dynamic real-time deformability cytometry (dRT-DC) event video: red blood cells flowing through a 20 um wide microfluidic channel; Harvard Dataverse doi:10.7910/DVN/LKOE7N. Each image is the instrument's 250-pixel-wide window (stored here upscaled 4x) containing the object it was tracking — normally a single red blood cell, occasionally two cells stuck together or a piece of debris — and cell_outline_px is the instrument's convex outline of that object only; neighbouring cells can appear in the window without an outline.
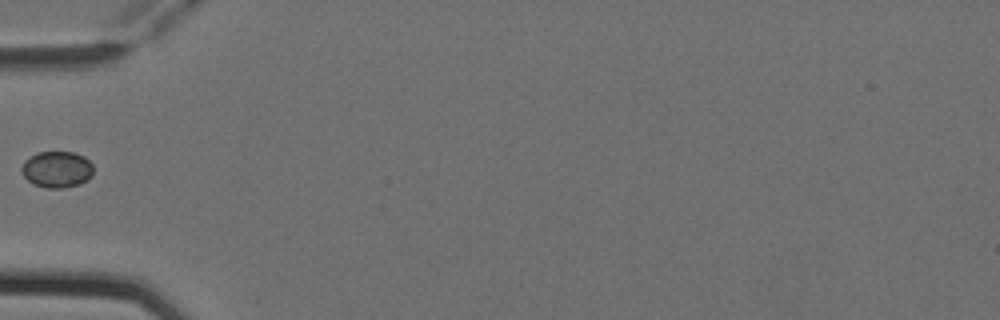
{"species": "Egyptian fruit bat (a non-hibernating species)", "species_latin": "Rousettus aegyptiacus", "temperature_condition": "cold", "stored_images_in_passage": 5, "segment_of_instrument_passage": [2, 2], "camera_frame_rate_fps": 3000, "um_per_image_px": 0.085, "animal": {"sex": "female"}, "frame": {"image": 1, "passage_image": 4, "time_ms": 1.0, "image_size_px": [1000, 320], "cell_outline_px": [[92, 176], [88, 180], [80, 184], [64, 188], [48, 188], [32, 184], [20, 172], [20, 168], [24, 160], [36, 152], [72, 152], [84, 156], [92, 164]], "centroid_in_image_um": [4.81, 14.4], "position_along_channel_um": 80.2, "area_um2": 15.43}}
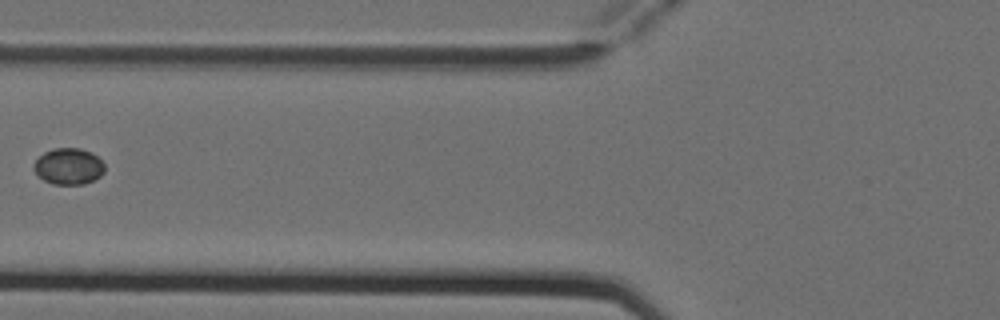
{"frame": {"image": 2, "passage_image": 5, "time_ms": 1.333, "image_size_px": [1000, 320], "cell_outline_px": [[104, 172], [100, 176], [84, 184], [52, 184], [44, 180], [32, 168], [32, 164], [44, 152], [56, 148], [80, 148], [92, 152], [104, 164]], "centroid_in_image_um": [5.82, 14.13], "position_along_channel_um": 120.0, "area_um2": 14.91}}